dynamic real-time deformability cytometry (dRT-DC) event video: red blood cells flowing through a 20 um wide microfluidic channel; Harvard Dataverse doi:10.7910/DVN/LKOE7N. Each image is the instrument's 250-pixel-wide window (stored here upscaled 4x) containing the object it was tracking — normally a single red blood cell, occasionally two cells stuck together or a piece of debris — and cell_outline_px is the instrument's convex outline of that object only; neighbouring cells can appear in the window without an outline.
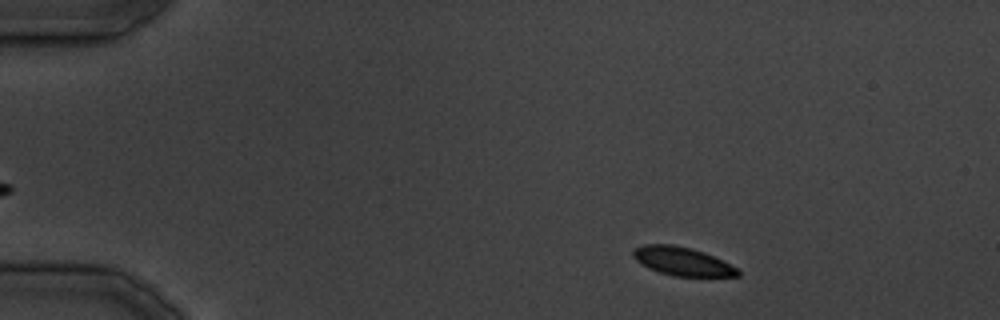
{"species": "common noctule bat (a hibernating species)", "species_latin": "Nyctalus noctula", "temperature_condition": "cold", "stored_images_in_passage": 34, "camera_frame_rate_fps": 3000, "um_per_image_px": 0.085, "animal": {"sex": "male", "body_mass_g": 19.5, "forearm_length_mm": 54.6}, "frame": {"image": 1, "passage_image": 3, "time_ms": 3.333, "image_size_px": [1000, 320], "cell_outline_px": [[740, 276], [672, 276], [648, 268], [640, 264], [632, 256], [632, 252], [636, 248], [644, 244], [672, 244], [692, 248], [704, 252], [736, 268], [740, 272]], "centroid_in_image_um": [57.94, 22.21], "position_along_channel_um": 27.1, "area_um2": 17.22}}
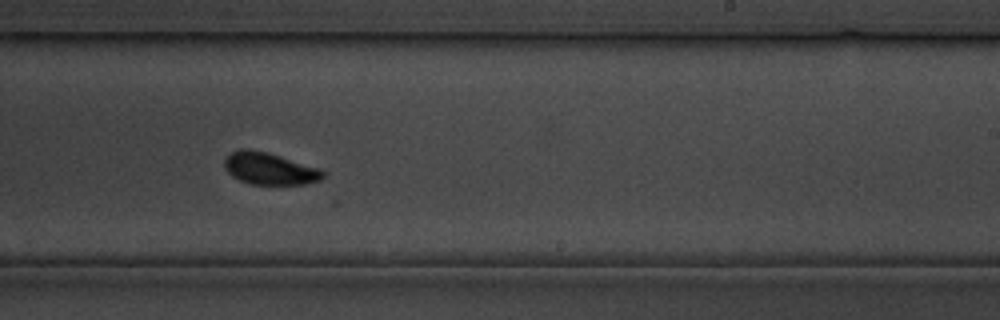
{"frame": {"image": 2, "passage_image": 21, "time_ms": 24.667, "image_size_px": [1000, 320], "cell_outline_px": [[324, 176], [320, 180], [304, 184], [252, 184], [240, 180], [232, 176], [224, 168], [224, 160], [232, 152], [248, 148], [268, 152], [320, 168], [324, 172]], "centroid_in_image_um": [22.92, 14.33], "position_along_channel_um": 266.1, "area_um2": 18.26}}
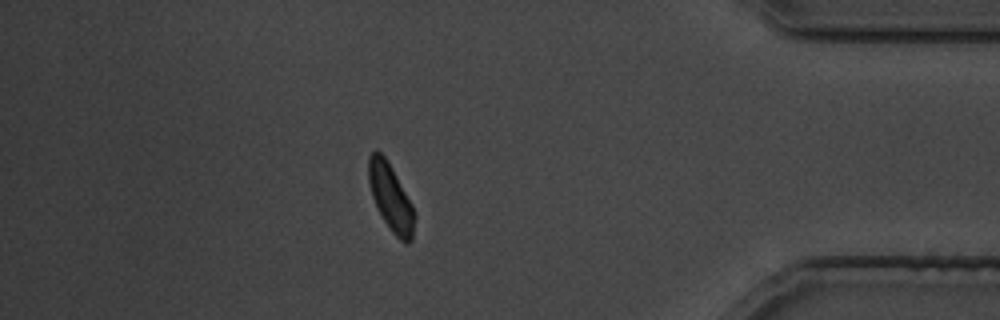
{"frame": {"image": 3, "passage_image": 30, "time_ms": 36.0, "image_size_px": [1000, 320], "cell_outline_px": [[416, 216], [412, 240], [408, 244], [404, 244], [392, 232], [384, 220], [372, 196], [368, 180], [368, 156], [376, 148], [384, 156], [392, 168], [412, 204]], "centroid_in_image_um": [33.22, 16.79], "position_along_channel_um": 402.0, "area_um2": 17.92}}